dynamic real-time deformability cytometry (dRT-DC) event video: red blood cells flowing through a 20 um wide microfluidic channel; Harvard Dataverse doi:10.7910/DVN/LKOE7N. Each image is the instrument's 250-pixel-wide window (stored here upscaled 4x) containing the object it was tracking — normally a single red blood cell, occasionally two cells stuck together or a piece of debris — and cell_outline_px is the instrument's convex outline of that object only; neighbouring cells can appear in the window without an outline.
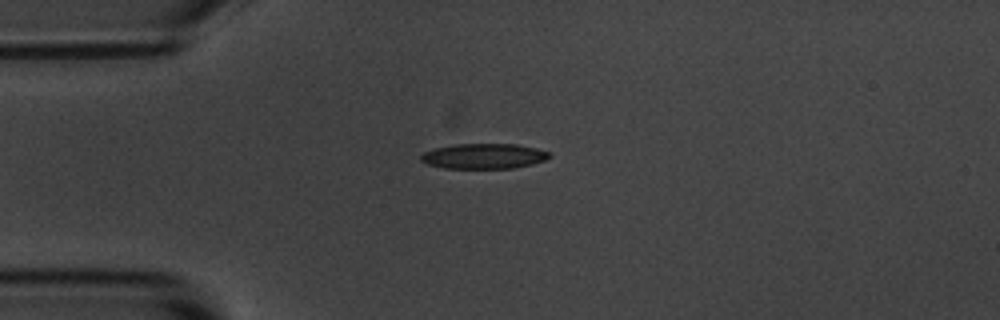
{"species": "common noctule bat (a hibernating species)", "species_latin": "Nyctalus noctula", "temperature_condition": "room temperature", "stored_images_in_passage": 42, "camera_frame_rate_fps": 3000, "um_per_image_px": 0.085, "animal": {"sex": "male", "body_mass_g": 20.1, "forearm_length_mm": 53.5}, "frame": {"image": 1, "passage_image": 1, "time_ms": 0.0, "image_size_px": [1000, 320], "cell_outline_px": [[552, 156], [544, 160], [532, 164], [512, 168], [444, 168], [428, 164], [420, 160], [420, 156], [424, 152], [436, 148], [456, 144], [516, 144], [536, 148], [552, 152]], "centroid_in_image_um": [41.16, 13.27], "position_along_channel_um": 43.8, "area_um2": 18.84}}
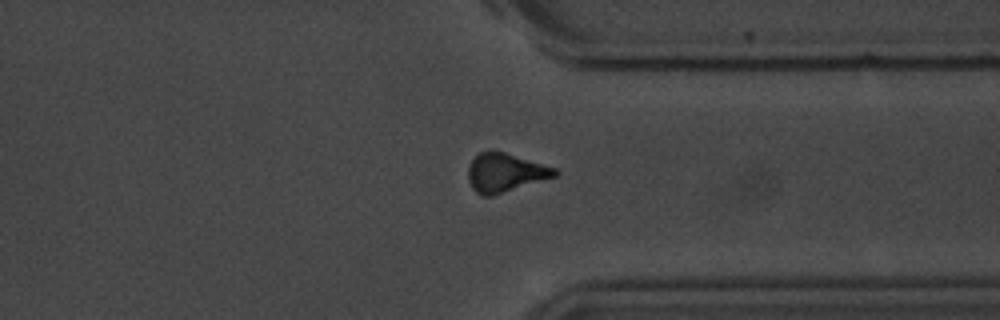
{"frame": {"image": 2, "passage_image": 29, "time_ms": 9.333, "image_size_px": [1000, 320], "cell_outline_px": [[560, 172], [556, 176], [492, 196], [484, 196], [476, 192], [472, 188], [468, 180], [468, 168], [472, 160], [480, 152], [492, 148], [556, 168]], "centroid_in_image_um": [42.92, 14.65], "position_along_channel_um": 368.5, "area_um2": 19.65}}
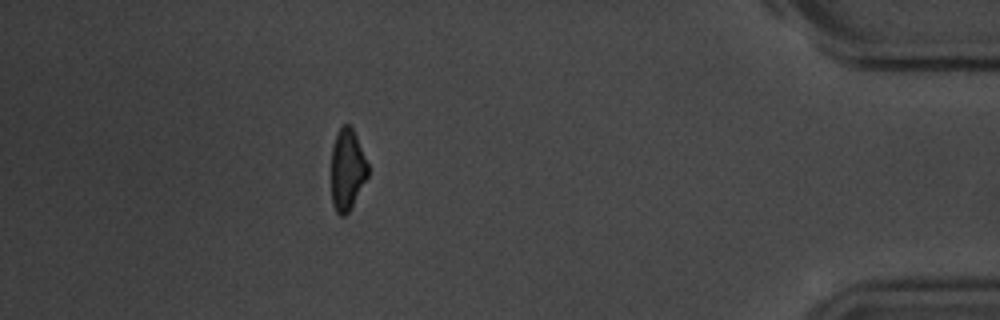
{"frame": {"image": 3, "passage_image": 36, "time_ms": 11.667, "image_size_px": [1000, 320], "cell_outline_px": [[368, 176], [348, 212], [344, 216], [340, 216], [336, 212], [332, 204], [332, 144], [336, 132], [344, 124], [348, 124], [352, 128], [356, 136], [368, 164]], "centroid_in_image_um": [29.5, 14.41], "position_along_channel_um": 405.7, "area_um2": 17.22}, "authors_computed_cell_mechanics": {"area_um2": 19.1318, "velocity_mm_per_s": 3.6784, "shape_relaxation_time_tau1_ms": 5.0482, "shape_relaxation_time_tau2_ms": 7.7462, "deformation_change_tau1": 0.1457, "deformation_change_tau2": 0.1786}}